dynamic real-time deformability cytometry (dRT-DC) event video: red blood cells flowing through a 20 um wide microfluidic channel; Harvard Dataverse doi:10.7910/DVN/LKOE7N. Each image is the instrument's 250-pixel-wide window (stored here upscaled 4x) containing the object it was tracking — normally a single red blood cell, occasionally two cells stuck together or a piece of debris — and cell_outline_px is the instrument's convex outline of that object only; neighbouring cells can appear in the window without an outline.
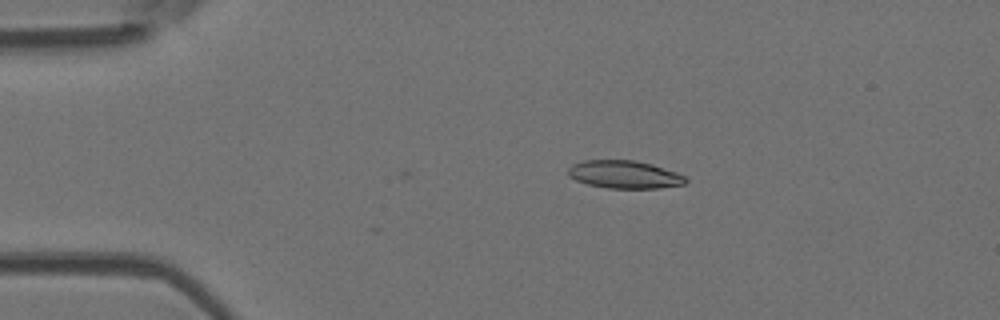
{"species": "Egyptian fruit bat (a non-hibernating species)", "species_latin": "Rousettus aegyptiacus", "temperature_condition": "room temperature", "stored_images_in_passage": 3, "camera_frame_rate_fps": 3000, "um_per_image_px": 0.085, "animal": {"sex": "female"}, "frame": {"image": 1, "passage_image": 3, "time_ms": 2.333, "image_size_px": [1000, 320], "cell_outline_px": [[688, 180], [684, 184], [660, 188], [608, 188], [588, 184], [576, 180], [568, 176], [568, 168], [572, 164], [584, 160], [636, 160], [652, 164], [676, 172], [684, 176]], "centroid_in_image_um": [53.07, 14.83], "position_along_channel_um": 31.9, "area_um2": 19.07}}